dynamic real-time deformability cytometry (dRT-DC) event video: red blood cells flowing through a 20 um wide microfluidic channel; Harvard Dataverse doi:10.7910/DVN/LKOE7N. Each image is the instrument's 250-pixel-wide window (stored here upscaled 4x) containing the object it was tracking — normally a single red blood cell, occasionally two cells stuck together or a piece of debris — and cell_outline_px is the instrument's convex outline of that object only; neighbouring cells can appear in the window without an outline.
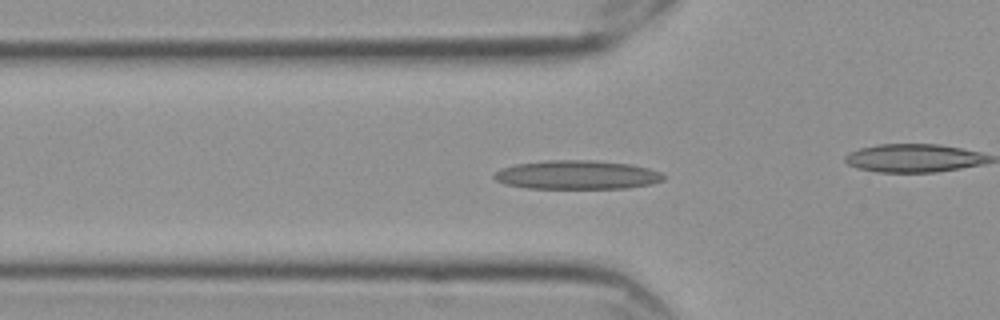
{"species": "Egyptian fruit bat (a non-hibernating species)", "species_latin": "Rousettus aegyptiacus", "temperature_condition": "cold", "stored_images_in_passage": 44, "camera_frame_rate_fps": 3000, "um_per_image_px": 0.085, "frame": {"image": 1, "passage_image": 5, "time_ms": 1.333, "image_size_px": [1000, 320], "cell_outline_px": [[664, 180], [648, 184], [628, 188], [528, 188], [504, 184], [496, 180], [492, 176], [496, 172], [504, 168], [516, 164], [544, 160], [592, 160], [632, 164], [648, 168], [660, 172], [664, 176]], "centroid_in_image_um": [49.04, 14.86], "position_along_channel_um": 76.8, "area_um2": 28.38}}
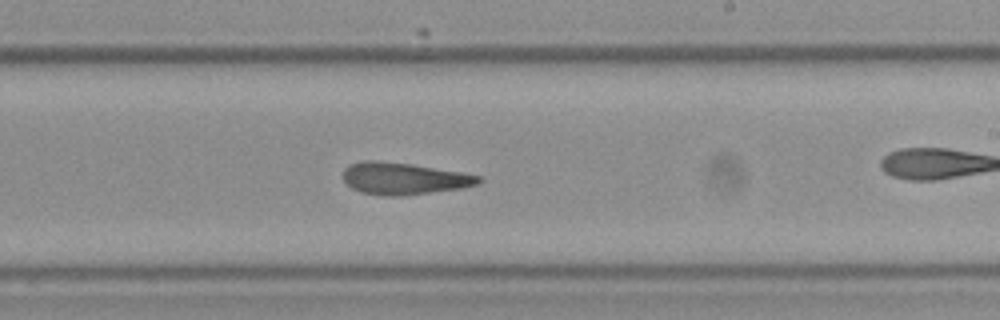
{"frame": {"image": 2, "passage_image": 20, "time_ms": 6.333, "image_size_px": [1000, 320], "cell_outline_px": [[480, 180], [476, 184], [460, 188], [400, 196], [384, 196], [360, 192], [352, 188], [344, 180], [344, 168], [348, 164], [368, 160], [372, 160], [412, 164], [460, 172], [480, 176]], "centroid_in_image_um": [34.26, 15.17], "position_along_channel_um": 254.7, "area_um2": 24.85}}
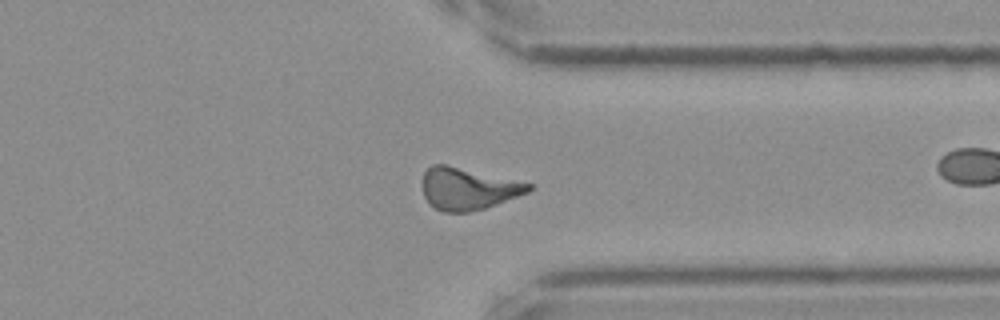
{"frame": {"image": 3, "passage_image": 30, "time_ms": 9.667, "image_size_px": [1000, 320], "cell_outline_px": [[532, 188], [528, 192], [496, 204], [484, 208], [468, 212], [444, 212], [436, 208], [424, 196], [424, 172], [432, 164], [448, 164], [532, 184]], "centroid_in_image_um": [39.78, 16.03], "position_along_channel_um": 371.6, "area_um2": 25.55}, "authors_computed_cell_mechanics": {"area_um2": 25.2586, "velocity_mm_per_s": 3.5427, "shape_relaxation_time_tau1_ms": 10.9162, "shape_relaxation_time_tau2_ms": 3.4733, "deformation_change_tau1": 0.2455, "deformation_change_tau2": 0.1279}}